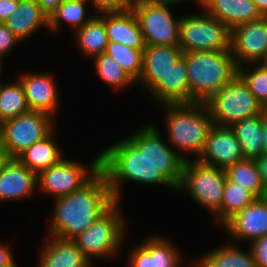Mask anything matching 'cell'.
<instances>
[{"mask_svg":"<svg viewBox=\"0 0 267 267\" xmlns=\"http://www.w3.org/2000/svg\"><path fill=\"white\" fill-rule=\"evenodd\" d=\"M194 267H203V266L200 264L199 261H194Z\"/></svg>","mask_w":267,"mask_h":267,"instance_id":"cell-47","label":"cell"},{"mask_svg":"<svg viewBox=\"0 0 267 267\" xmlns=\"http://www.w3.org/2000/svg\"><path fill=\"white\" fill-rule=\"evenodd\" d=\"M169 2H172V3H180V2H185V1H189V0H167ZM195 1H198L197 3L202 6L205 2V0H195Z\"/></svg>","mask_w":267,"mask_h":267,"instance_id":"cell-45","label":"cell"},{"mask_svg":"<svg viewBox=\"0 0 267 267\" xmlns=\"http://www.w3.org/2000/svg\"><path fill=\"white\" fill-rule=\"evenodd\" d=\"M226 176L229 180L239 184L242 188L252 193L256 198H263L265 185L263 184L254 159H243L226 169Z\"/></svg>","mask_w":267,"mask_h":267,"instance_id":"cell-29","label":"cell"},{"mask_svg":"<svg viewBox=\"0 0 267 267\" xmlns=\"http://www.w3.org/2000/svg\"><path fill=\"white\" fill-rule=\"evenodd\" d=\"M31 111H41L54 117L58 105L55 80L48 73H25L19 79Z\"/></svg>","mask_w":267,"mask_h":267,"instance_id":"cell-17","label":"cell"},{"mask_svg":"<svg viewBox=\"0 0 267 267\" xmlns=\"http://www.w3.org/2000/svg\"><path fill=\"white\" fill-rule=\"evenodd\" d=\"M101 170L106 174L115 201L121 181L160 184L177 189L188 158L170 149L153 125H146L126 139L102 150Z\"/></svg>","mask_w":267,"mask_h":267,"instance_id":"cell-1","label":"cell"},{"mask_svg":"<svg viewBox=\"0 0 267 267\" xmlns=\"http://www.w3.org/2000/svg\"><path fill=\"white\" fill-rule=\"evenodd\" d=\"M86 4L63 1L48 16V28L58 30L61 20L66 21L70 26L78 30L87 24L94 16H86ZM86 16V17H85Z\"/></svg>","mask_w":267,"mask_h":267,"instance_id":"cell-32","label":"cell"},{"mask_svg":"<svg viewBox=\"0 0 267 267\" xmlns=\"http://www.w3.org/2000/svg\"><path fill=\"white\" fill-rule=\"evenodd\" d=\"M20 4V0H0V22L12 15Z\"/></svg>","mask_w":267,"mask_h":267,"instance_id":"cell-38","label":"cell"},{"mask_svg":"<svg viewBox=\"0 0 267 267\" xmlns=\"http://www.w3.org/2000/svg\"><path fill=\"white\" fill-rule=\"evenodd\" d=\"M168 138L181 152L201 155L209 130L214 125L205 102L166 103Z\"/></svg>","mask_w":267,"mask_h":267,"instance_id":"cell-4","label":"cell"},{"mask_svg":"<svg viewBox=\"0 0 267 267\" xmlns=\"http://www.w3.org/2000/svg\"><path fill=\"white\" fill-rule=\"evenodd\" d=\"M41 9L49 16L64 0H34Z\"/></svg>","mask_w":267,"mask_h":267,"instance_id":"cell-41","label":"cell"},{"mask_svg":"<svg viewBox=\"0 0 267 267\" xmlns=\"http://www.w3.org/2000/svg\"><path fill=\"white\" fill-rule=\"evenodd\" d=\"M13 257L7 246L0 244V267H17Z\"/></svg>","mask_w":267,"mask_h":267,"instance_id":"cell-39","label":"cell"},{"mask_svg":"<svg viewBox=\"0 0 267 267\" xmlns=\"http://www.w3.org/2000/svg\"><path fill=\"white\" fill-rule=\"evenodd\" d=\"M164 237L153 236L137 245L129 256L130 267H179V252Z\"/></svg>","mask_w":267,"mask_h":267,"instance_id":"cell-19","label":"cell"},{"mask_svg":"<svg viewBox=\"0 0 267 267\" xmlns=\"http://www.w3.org/2000/svg\"><path fill=\"white\" fill-rule=\"evenodd\" d=\"M233 244L228 243L214 249L198 261L203 267H259L254 261L251 249L248 253L243 252Z\"/></svg>","mask_w":267,"mask_h":267,"instance_id":"cell-27","label":"cell"},{"mask_svg":"<svg viewBox=\"0 0 267 267\" xmlns=\"http://www.w3.org/2000/svg\"><path fill=\"white\" fill-rule=\"evenodd\" d=\"M183 50L179 45L145 46L143 51V70L137 81L151 90L169 71L171 66L182 58Z\"/></svg>","mask_w":267,"mask_h":267,"instance_id":"cell-16","label":"cell"},{"mask_svg":"<svg viewBox=\"0 0 267 267\" xmlns=\"http://www.w3.org/2000/svg\"><path fill=\"white\" fill-rule=\"evenodd\" d=\"M261 180L265 187H267V153L254 158Z\"/></svg>","mask_w":267,"mask_h":267,"instance_id":"cell-40","label":"cell"},{"mask_svg":"<svg viewBox=\"0 0 267 267\" xmlns=\"http://www.w3.org/2000/svg\"><path fill=\"white\" fill-rule=\"evenodd\" d=\"M21 41L42 26L48 27V15L34 0H20L16 11L3 22Z\"/></svg>","mask_w":267,"mask_h":267,"instance_id":"cell-23","label":"cell"},{"mask_svg":"<svg viewBox=\"0 0 267 267\" xmlns=\"http://www.w3.org/2000/svg\"><path fill=\"white\" fill-rule=\"evenodd\" d=\"M226 177L225 169L188 159L176 190H187L198 204L215 215L221 208Z\"/></svg>","mask_w":267,"mask_h":267,"instance_id":"cell-9","label":"cell"},{"mask_svg":"<svg viewBox=\"0 0 267 267\" xmlns=\"http://www.w3.org/2000/svg\"><path fill=\"white\" fill-rule=\"evenodd\" d=\"M230 37L231 54L238 67L263 63L267 58V16L234 27Z\"/></svg>","mask_w":267,"mask_h":267,"instance_id":"cell-12","label":"cell"},{"mask_svg":"<svg viewBox=\"0 0 267 267\" xmlns=\"http://www.w3.org/2000/svg\"><path fill=\"white\" fill-rule=\"evenodd\" d=\"M143 51L144 49H134L118 42H108L105 53L137 82L143 70Z\"/></svg>","mask_w":267,"mask_h":267,"instance_id":"cell-31","label":"cell"},{"mask_svg":"<svg viewBox=\"0 0 267 267\" xmlns=\"http://www.w3.org/2000/svg\"><path fill=\"white\" fill-rule=\"evenodd\" d=\"M53 120L51 115L41 111H30L5 120L0 124V146L8 158H17L56 128Z\"/></svg>","mask_w":267,"mask_h":267,"instance_id":"cell-7","label":"cell"},{"mask_svg":"<svg viewBox=\"0 0 267 267\" xmlns=\"http://www.w3.org/2000/svg\"><path fill=\"white\" fill-rule=\"evenodd\" d=\"M263 198L267 201V187L265 189V194H264V197Z\"/></svg>","mask_w":267,"mask_h":267,"instance_id":"cell-48","label":"cell"},{"mask_svg":"<svg viewBox=\"0 0 267 267\" xmlns=\"http://www.w3.org/2000/svg\"><path fill=\"white\" fill-rule=\"evenodd\" d=\"M223 226L233 239H246L250 243L267 235V201L264 198H256Z\"/></svg>","mask_w":267,"mask_h":267,"instance_id":"cell-14","label":"cell"},{"mask_svg":"<svg viewBox=\"0 0 267 267\" xmlns=\"http://www.w3.org/2000/svg\"><path fill=\"white\" fill-rule=\"evenodd\" d=\"M250 249L255 263L259 267H267V235L253 240Z\"/></svg>","mask_w":267,"mask_h":267,"instance_id":"cell-35","label":"cell"},{"mask_svg":"<svg viewBox=\"0 0 267 267\" xmlns=\"http://www.w3.org/2000/svg\"><path fill=\"white\" fill-rule=\"evenodd\" d=\"M256 68L250 72L238 67V76L247 85L255 98L267 110V67L263 63L256 64Z\"/></svg>","mask_w":267,"mask_h":267,"instance_id":"cell-34","label":"cell"},{"mask_svg":"<svg viewBox=\"0 0 267 267\" xmlns=\"http://www.w3.org/2000/svg\"><path fill=\"white\" fill-rule=\"evenodd\" d=\"M262 16H267V0H253Z\"/></svg>","mask_w":267,"mask_h":267,"instance_id":"cell-42","label":"cell"},{"mask_svg":"<svg viewBox=\"0 0 267 267\" xmlns=\"http://www.w3.org/2000/svg\"><path fill=\"white\" fill-rule=\"evenodd\" d=\"M8 159V156L6 154V152L2 149V147L0 146V170L4 164V162Z\"/></svg>","mask_w":267,"mask_h":267,"instance_id":"cell-44","label":"cell"},{"mask_svg":"<svg viewBox=\"0 0 267 267\" xmlns=\"http://www.w3.org/2000/svg\"><path fill=\"white\" fill-rule=\"evenodd\" d=\"M65 1L84 3V4H86L87 1H89V3L91 1V3H93V0H65Z\"/></svg>","mask_w":267,"mask_h":267,"instance_id":"cell-46","label":"cell"},{"mask_svg":"<svg viewBox=\"0 0 267 267\" xmlns=\"http://www.w3.org/2000/svg\"><path fill=\"white\" fill-rule=\"evenodd\" d=\"M133 0H93V4L100 12L124 11L131 9Z\"/></svg>","mask_w":267,"mask_h":267,"instance_id":"cell-37","label":"cell"},{"mask_svg":"<svg viewBox=\"0 0 267 267\" xmlns=\"http://www.w3.org/2000/svg\"><path fill=\"white\" fill-rule=\"evenodd\" d=\"M55 131L56 128L47 137L35 142L17 157L24 166L37 175L63 159L59 146L54 141Z\"/></svg>","mask_w":267,"mask_h":267,"instance_id":"cell-25","label":"cell"},{"mask_svg":"<svg viewBox=\"0 0 267 267\" xmlns=\"http://www.w3.org/2000/svg\"><path fill=\"white\" fill-rule=\"evenodd\" d=\"M263 64L267 67V58L265 59V61L263 62Z\"/></svg>","mask_w":267,"mask_h":267,"instance_id":"cell-50","label":"cell"},{"mask_svg":"<svg viewBox=\"0 0 267 267\" xmlns=\"http://www.w3.org/2000/svg\"><path fill=\"white\" fill-rule=\"evenodd\" d=\"M50 241L43 247L39 267H91L90 262L73 240H64L50 236Z\"/></svg>","mask_w":267,"mask_h":267,"instance_id":"cell-22","label":"cell"},{"mask_svg":"<svg viewBox=\"0 0 267 267\" xmlns=\"http://www.w3.org/2000/svg\"><path fill=\"white\" fill-rule=\"evenodd\" d=\"M95 70L99 77L111 87L121 89L123 86L135 83L132 77L124 71L120 64L107 53L95 56Z\"/></svg>","mask_w":267,"mask_h":267,"instance_id":"cell-33","label":"cell"},{"mask_svg":"<svg viewBox=\"0 0 267 267\" xmlns=\"http://www.w3.org/2000/svg\"><path fill=\"white\" fill-rule=\"evenodd\" d=\"M99 16L105 23L109 42H118L134 49H145L138 19L132 9L103 11Z\"/></svg>","mask_w":267,"mask_h":267,"instance_id":"cell-18","label":"cell"},{"mask_svg":"<svg viewBox=\"0 0 267 267\" xmlns=\"http://www.w3.org/2000/svg\"><path fill=\"white\" fill-rule=\"evenodd\" d=\"M262 139L264 153H267V115L263 118Z\"/></svg>","mask_w":267,"mask_h":267,"instance_id":"cell-43","label":"cell"},{"mask_svg":"<svg viewBox=\"0 0 267 267\" xmlns=\"http://www.w3.org/2000/svg\"><path fill=\"white\" fill-rule=\"evenodd\" d=\"M38 186V175L17 158H8L0 170V201L27 198Z\"/></svg>","mask_w":267,"mask_h":267,"instance_id":"cell-15","label":"cell"},{"mask_svg":"<svg viewBox=\"0 0 267 267\" xmlns=\"http://www.w3.org/2000/svg\"><path fill=\"white\" fill-rule=\"evenodd\" d=\"M230 36L228 26L206 12L180 18L178 45L183 52L230 50Z\"/></svg>","mask_w":267,"mask_h":267,"instance_id":"cell-8","label":"cell"},{"mask_svg":"<svg viewBox=\"0 0 267 267\" xmlns=\"http://www.w3.org/2000/svg\"><path fill=\"white\" fill-rule=\"evenodd\" d=\"M19 42L21 40L3 22H0V59Z\"/></svg>","mask_w":267,"mask_h":267,"instance_id":"cell-36","label":"cell"},{"mask_svg":"<svg viewBox=\"0 0 267 267\" xmlns=\"http://www.w3.org/2000/svg\"><path fill=\"white\" fill-rule=\"evenodd\" d=\"M203 11L228 26L234 27L262 17L253 0H205Z\"/></svg>","mask_w":267,"mask_h":267,"instance_id":"cell-21","label":"cell"},{"mask_svg":"<svg viewBox=\"0 0 267 267\" xmlns=\"http://www.w3.org/2000/svg\"><path fill=\"white\" fill-rule=\"evenodd\" d=\"M118 203L115 201L84 232L73 239L90 262L93 257L110 258L119 250L121 242L123 243L126 226Z\"/></svg>","mask_w":267,"mask_h":267,"instance_id":"cell-5","label":"cell"},{"mask_svg":"<svg viewBox=\"0 0 267 267\" xmlns=\"http://www.w3.org/2000/svg\"><path fill=\"white\" fill-rule=\"evenodd\" d=\"M201 163L226 169L244 158L240 143L229 126L213 125L209 130L204 149L196 158Z\"/></svg>","mask_w":267,"mask_h":267,"instance_id":"cell-13","label":"cell"},{"mask_svg":"<svg viewBox=\"0 0 267 267\" xmlns=\"http://www.w3.org/2000/svg\"><path fill=\"white\" fill-rule=\"evenodd\" d=\"M256 197L226 177L220 210L214 215L216 222L224 225L236 213L250 205Z\"/></svg>","mask_w":267,"mask_h":267,"instance_id":"cell-28","label":"cell"},{"mask_svg":"<svg viewBox=\"0 0 267 267\" xmlns=\"http://www.w3.org/2000/svg\"><path fill=\"white\" fill-rule=\"evenodd\" d=\"M92 161L88 168L63 158L38 174V188L55 198L77 191L101 170V154Z\"/></svg>","mask_w":267,"mask_h":267,"instance_id":"cell-11","label":"cell"},{"mask_svg":"<svg viewBox=\"0 0 267 267\" xmlns=\"http://www.w3.org/2000/svg\"><path fill=\"white\" fill-rule=\"evenodd\" d=\"M76 31L77 44L84 55L95 57L106 51L108 45L104 21L94 16L87 24Z\"/></svg>","mask_w":267,"mask_h":267,"instance_id":"cell-26","label":"cell"},{"mask_svg":"<svg viewBox=\"0 0 267 267\" xmlns=\"http://www.w3.org/2000/svg\"><path fill=\"white\" fill-rule=\"evenodd\" d=\"M54 199L49 234L64 240L75 239L115 202L102 170L81 189Z\"/></svg>","mask_w":267,"mask_h":267,"instance_id":"cell-2","label":"cell"},{"mask_svg":"<svg viewBox=\"0 0 267 267\" xmlns=\"http://www.w3.org/2000/svg\"><path fill=\"white\" fill-rule=\"evenodd\" d=\"M1 60V59H0ZM1 62V61H0ZM1 71H2V64L0 63V75H1ZM1 84V81H0Z\"/></svg>","mask_w":267,"mask_h":267,"instance_id":"cell-49","label":"cell"},{"mask_svg":"<svg viewBox=\"0 0 267 267\" xmlns=\"http://www.w3.org/2000/svg\"><path fill=\"white\" fill-rule=\"evenodd\" d=\"M167 0H133L131 9L135 13L145 46L178 45L180 18L175 19Z\"/></svg>","mask_w":267,"mask_h":267,"instance_id":"cell-10","label":"cell"},{"mask_svg":"<svg viewBox=\"0 0 267 267\" xmlns=\"http://www.w3.org/2000/svg\"><path fill=\"white\" fill-rule=\"evenodd\" d=\"M205 103L213 124L217 126L230 127L237 121L266 111L238 75Z\"/></svg>","mask_w":267,"mask_h":267,"instance_id":"cell-6","label":"cell"},{"mask_svg":"<svg viewBox=\"0 0 267 267\" xmlns=\"http://www.w3.org/2000/svg\"><path fill=\"white\" fill-rule=\"evenodd\" d=\"M149 92L161 104L190 103V84L184 58L173 64Z\"/></svg>","mask_w":267,"mask_h":267,"instance_id":"cell-20","label":"cell"},{"mask_svg":"<svg viewBox=\"0 0 267 267\" xmlns=\"http://www.w3.org/2000/svg\"><path fill=\"white\" fill-rule=\"evenodd\" d=\"M190 84V103L206 102L238 75V66L225 51L183 52Z\"/></svg>","mask_w":267,"mask_h":267,"instance_id":"cell-3","label":"cell"},{"mask_svg":"<svg viewBox=\"0 0 267 267\" xmlns=\"http://www.w3.org/2000/svg\"><path fill=\"white\" fill-rule=\"evenodd\" d=\"M30 111L20 81L11 85L0 84V124L5 120Z\"/></svg>","mask_w":267,"mask_h":267,"instance_id":"cell-30","label":"cell"},{"mask_svg":"<svg viewBox=\"0 0 267 267\" xmlns=\"http://www.w3.org/2000/svg\"><path fill=\"white\" fill-rule=\"evenodd\" d=\"M267 110L257 116L248 117L230 126L240 143L244 158L254 159L264 154L262 128Z\"/></svg>","mask_w":267,"mask_h":267,"instance_id":"cell-24","label":"cell"}]
</instances>
